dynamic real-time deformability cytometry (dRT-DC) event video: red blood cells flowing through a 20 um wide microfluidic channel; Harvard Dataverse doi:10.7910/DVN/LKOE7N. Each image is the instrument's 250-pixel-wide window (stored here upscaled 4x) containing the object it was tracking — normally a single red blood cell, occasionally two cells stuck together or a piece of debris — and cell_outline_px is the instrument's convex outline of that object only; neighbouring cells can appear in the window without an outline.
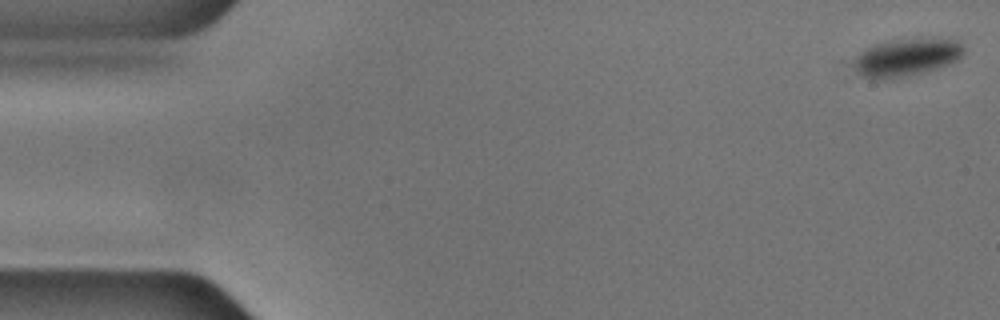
{"species": "common noctule bat (a hibernating species)", "species_latin": "Nyctalus noctula", "temperature_condition": "cold", "stored_images_in_passage": 11, "camera_frame_rate_fps": 3000, "um_per_image_px": 0.085, "animal": {"sex": "male", "body_mass_g": 17.9, "forearm_length_mm": 54.2}, "frame": {"image": 1, "passage_image": 1, "time_ms": 0.0, "image_size_px": [1000, 320], "cell_outline_px": [[964, 52], [956, 60], [948, 64], [928, 72], [888, 80], [868, 80], [860, 76], [856, 72], [856, 56], [860, 52], [876, 44], [896, 40], [956, 40], [964, 48]], "centroid_in_image_um": [77.0, 4.95], "position_along_channel_um": 8.0, "area_um2": 23.76}}